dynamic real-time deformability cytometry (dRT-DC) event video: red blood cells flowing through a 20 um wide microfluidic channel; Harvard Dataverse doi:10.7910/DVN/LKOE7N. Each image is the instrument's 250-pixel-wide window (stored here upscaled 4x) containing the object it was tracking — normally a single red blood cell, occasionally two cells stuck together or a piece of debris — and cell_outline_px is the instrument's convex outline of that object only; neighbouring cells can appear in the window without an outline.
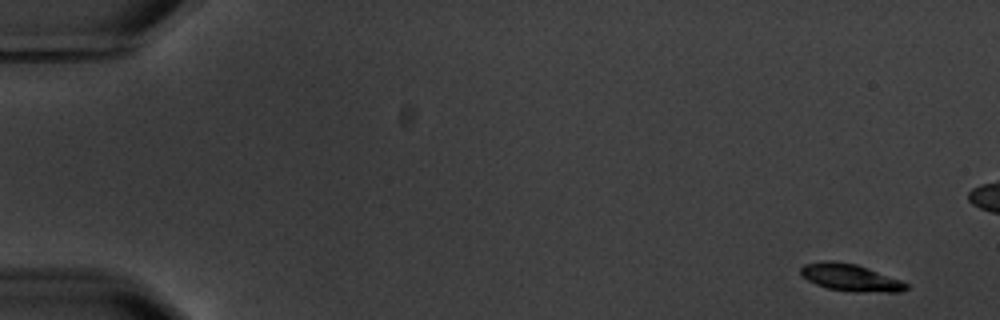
{"species": "common noctule bat (a hibernating species)", "species_latin": "Nyctalus noctula", "temperature_condition": "warm", "stored_images_in_passage": 6, "camera_frame_rate_fps": 3000, "um_per_image_px": 0.085, "animal": {"sex": "male", "body_mass_g": 20.1, "forearm_length_mm": 53.5}, "frame": {"image": 1, "passage_image": 1, "time_ms": 0.0, "image_size_px": [1000, 320], "cell_outline_px": [[908, 288], [900, 292], [856, 292], [828, 288], [816, 284], [808, 280], [800, 272], [800, 268], [804, 264], [824, 260], [832, 260], [856, 264], [868, 268], [900, 280], [908, 284]], "centroid_in_image_um": [72.28, 23.59], "position_along_channel_um": 12.7, "area_um2": 16.59}}